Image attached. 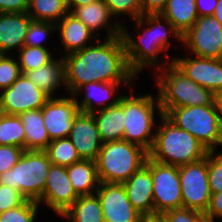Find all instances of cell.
Here are the masks:
<instances>
[{"mask_svg":"<svg viewBox=\"0 0 222 222\" xmlns=\"http://www.w3.org/2000/svg\"><path fill=\"white\" fill-rule=\"evenodd\" d=\"M100 40L83 50L63 56L66 86L73 94L89 82L134 81L122 36Z\"/></svg>","mask_w":222,"mask_h":222,"instance_id":"6da1fadb","label":"cell"},{"mask_svg":"<svg viewBox=\"0 0 222 222\" xmlns=\"http://www.w3.org/2000/svg\"><path fill=\"white\" fill-rule=\"evenodd\" d=\"M133 21H135L137 32L138 29L143 28L140 33H137L138 42L127 31L125 25H122L121 32L130 70L137 76L146 67L152 66L157 70L164 68L166 65L159 61V57L166 54V50L171 47L170 36L182 44L181 34L161 14L141 15Z\"/></svg>","mask_w":222,"mask_h":222,"instance_id":"7a4b0ae2","label":"cell"},{"mask_svg":"<svg viewBox=\"0 0 222 222\" xmlns=\"http://www.w3.org/2000/svg\"><path fill=\"white\" fill-rule=\"evenodd\" d=\"M155 131L149 157L159 163L182 166L206 157L208 150L189 132L182 130L165 114Z\"/></svg>","mask_w":222,"mask_h":222,"instance_id":"3957f363","label":"cell"},{"mask_svg":"<svg viewBox=\"0 0 222 222\" xmlns=\"http://www.w3.org/2000/svg\"><path fill=\"white\" fill-rule=\"evenodd\" d=\"M165 56L167 65L158 69V72H154L159 89L157 97L162 113L166 115L172 108L213 104L214 93L182 73L172 63L173 60H168L170 56L168 53Z\"/></svg>","mask_w":222,"mask_h":222,"instance_id":"277c9868","label":"cell"},{"mask_svg":"<svg viewBox=\"0 0 222 222\" xmlns=\"http://www.w3.org/2000/svg\"><path fill=\"white\" fill-rule=\"evenodd\" d=\"M148 156L145 149L126 140L103 143L95 160L100 183L123 184L145 165Z\"/></svg>","mask_w":222,"mask_h":222,"instance_id":"5b68a950","label":"cell"},{"mask_svg":"<svg viewBox=\"0 0 222 222\" xmlns=\"http://www.w3.org/2000/svg\"><path fill=\"white\" fill-rule=\"evenodd\" d=\"M155 110L161 116L162 110L158 97L150 93L145 95L123 94L124 133L123 140L136 144L148 153L155 140ZM154 129V131H153Z\"/></svg>","mask_w":222,"mask_h":222,"instance_id":"8992f818","label":"cell"},{"mask_svg":"<svg viewBox=\"0 0 222 222\" xmlns=\"http://www.w3.org/2000/svg\"><path fill=\"white\" fill-rule=\"evenodd\" d=\"M51 164L45 151L24 150L16 165L0 174V185L18 190L27 200L38 202Z\"/></svg>","mask_w":222,"mask_h":222,"instance_id":"52a82bcc","label":"cell"},{"mask_svg":"<svg viewBox=\"0 0 222 222\" xmlns=\"http://www.w3.org/2000/svg\"><path fill=\"white\" fill-rule=\"evenodd\" d=\"M166 116L192 134L208 151L222 146V123L214 104L172 108Z\"/></svg>","mask_w":222,"mask_h":222,"instance_id":"ba28073f","label":"cell"},{"mask_svg":"<svg viewBox=\"0 0 222 222\" xmlns=\"http://www.w3.org/2000/svg\"><path fill=\"white\" fill-rule=\"evenodd\" d=\"M145 165L150 169L153 179L154 213L183 208L179 166L159 163L149 156Z\"/></svg>","mask_w":222,"mask_h":222,"instance_id":"9c48e42d","label":"cell"},{"mask_svg":"<svg viewBox=\"0 0 222 222\" xmlns=\"http://www.w3.org/2000/svg\"><path fill=\"white\" fill-rule=\"evenodd\" d=\"M183 208L205 213L211 191L208 179L207 155L203 159L179 166Z\"/></svg>","mask_w":222,"mask_h":222,"instance_id":"30bf717a","label":"cell"},{"mask_svg":"<svg viewBox=\"0 0 222 222\" xmlns=\"http://www.w3.org/2000/svg\"><path fill=\"white\" fill-rule=\"evenodd\" d=\"M182 45L197 57L222 59V24L213 15L198 17L182 36Z\"/></svg>","mask_w":222,"mask_h":222,"instance_id":"8fae6325","label":"cell"},{"mask_svg":"<svg viewBox=\"0 0 222 222\" xmlns=\"http://www.w3.org/2000/svg\"><path fill=\"white\" fill-rule=\"evenodd\" d=\"M50 97L24 74L0 93V112L19 115L29 110L41 109Z\"/></svg>","mask_w":222,"mask_h":222,"instance_id":"7c38bea8","label":"cell"},{"mask_svg":"<svg viewBox=\"0 0 222 222\" xmlns=\"http://www.w3.org/2000/svg\"><path fill=\"white\" fill-rule=\"evenodd\" d=\"M41 110L51 141L69 137L74 118L80 111L72 94L68 97H50Z\"/></svg>","mask_w":222,"mask_h":222,"instance_id":"4fadbf2b","label":"cell"},{"mask_svg":"<svg viewBox=\"0 0 222 222\" xmlns=\"http://www.w3.org/2000/svg\"><path fill=\"white\" fill-rule=\"evenodd\" d=\"M78 198L66 167L51 164L43 195L37 203H45L60 217Z\"/></svg>","mask_w":222,"mask_h":222,"instance_id":"5bb4252c","label":"cell"},{"mask_svg":"<svg viewBox=\"0 0 222 222\" xmlns=\"http://www.w3.org/2000/svg\"><path fill=\"white\" fill-rule=\"evenodd\" d=\"M96 194L105 222H139L141 214L128 200L123 184L100 183Z\"/></svg>","mask_w":222,"mask_h":222,"instance_id":"9a60e30c","label":"cell"},{"mask_svg":"<svg viewBox=\"0 0 222 222\" xmlns=\"http://www.w3.org/2000/svg\"><path fill=\"white\" fill-rule=\"evenodd\" d=\"M173 64L189 79L213 93L222 90V59L172 57Z\"/></svg>","mask_w":222,"mask_h":222,"instance_id":"2e32d148","label":"cell"},{"mask_svg":"<svg viewBox=\"0 0 222 222\" xmlns=\"http://www.w3.org/2000/svg\"><path fill=\"white\" fill-rule=\"evenodd\" d=\"M81 159L95 161L103 145L93 113L79 111L69 134Z\"/></svg>","mask_w":222,"mask_h":222,"instance_id":"e0dca14e","label":"cell"},{"mask_svg":"<svg viewBox=\"0 0 222 222\" xmlns=\"http://www.w3.org/2000/svg\"><path fill=\"white\" fill-rule=\"evenodd\" d=\"M132 81H113V82H89L78 88L72 95L76 98V104L82 112L93 113L95 111L105 109L116 105L119 102L120 96H115L119 86H128ZM84 96L79 102L77 97L82 94ZM114 97V98H113ZM95 101V102H94ZM110 101V102H108ZM99 106H97L96 104Z\"/></svg>","mask_w":222,"mask_h":222,"instance_id":"ac0fdd59","label":"cell"},{"mask_svg":"<svg viewBox=\"0 0 222 222\" xmlns=\"http://www.w3.org/2000/svg\"><path fill=\"white\" fill-rule=\"evenodd\" d=\"M70 13L79 19L96 36L99 34L96 31L102 28H106L108 35L106 39L121 36L123 24L119 20L109 23L110 19L114 16L104 0H97L87 5L76 7Z\"/></svg>","mask_w":222,"mask_h":222,"instance_id":"d6986e66","label":"cell"},{"mask_svg":"<svg viewBox=\"0 0 222 222\" xmlns=\"http://www.w3.org/2000/svg\"><path fill=\"white\" fill-rule=\"evenodd\" d=\"M128 200L141 214H154L153 179L150 169L143 165L123 183Z\"/></svg>","mask_w":222,"mask_h":222,"instance_id":"ffe728a7","label":"cell"},{"mask_svg":"<svg viewBox=\"0 0 222 222\" xmlns=\"http://www.w3.org/2000/svg\"><path fill=\"white\" fill-rule=\"evenodd\" d=\"M33 19L25 13H0V52L10 51L24 46L29 25Z\"/></svg>","mask_w":222,"mask_h":222,"instance_id":"44dd1931","label":"cell"},{"mask_svg":"<svg viewBox=\"0 0 222 222\" xmlns=\"http://www.w3.org/2000/svg\"><path fill=\"white\" fill-rule=\"evenodd\" d=\"M56 31L60 33L61 45H64L66 55L83 50L93 45L99 39L98 36L70 12L56 24Z\"/></svg>","mask_w":222,"mask_h":222,"instance_id":"7402d4cb","label":"cell"},{"mask_svg":"<svg viewBox=\"0 0 222 222\" xmlns=\"http://www.w3.org/2000/svg\"><path fill=\"white\" fill-rule=\"evenodd\" d=\"M24 75L49 97H56L57 95L53 94L56 93L61 85L67 90L65 61L62 56L58 59L54 58L51 62L40 68L27 71Z\"/></svg>","mask_w":222,"mask_h":222,"instance_id":"603a6c76","label":"cell"},{"mask_svg":"<svg viewBox=\"0 0 222 222\" xmlns=\"http://www.w3.org/2000/svg\"><path fill=\"white\" fill-rule=\"evenodd\" d=\"M93 116L103 143L123 140L125 115L122 94L116 105L95 111Z\"/></svg>","mask_w":222,"mask_h":222,"instance_id":"cb8c5ba5","label":"cell"},{"mask_svg":"<svg viewBox=\"0 0 222 222\" xmlns=\"http://www.w3.org/2000/svg\"><path fill=\"white\" fill-rule=\"evenodd\" d=\"M66 171L78 196L95 194L100 185L96 161L81 159L67 166Z\"/></svg>","mask_w":222,"mask_h":222,"instance_id":"d4e9b609","label":"cell"},{"mask_svg":"<svg viewBox=\"0 0 222 222\" xmlns=\"http://www.w3.org/2000/svg\"><path fill=\"white\" fill-rule=\"evenodd\" d=\"M18 116L25 130V150L44 151L51 140L43 122L42 110H29Z\"/></svg>","mask_w":222,"mask_h":222,"instance_id":"484cf974","label":"cell"},{"mask_svg":"<svg viewBox=\"0 0 222 222\" xmlns=\"http://www.w3.org/2000/svg\"><path fill=\"white\" fill-rule=\"evenodd\" d=\"M161 15L183 36L199 17L196 0H167Z\"/></svg>","mask_w":222,"mask_h":222,"instance_id":"4316f807","label":"cell"},{"mask_svg":"<svg viewBox=\"0 0 222 222\" xmlns=\"http://www.w3.org/2000/svg\"><path fill=\"white\" fill-rule=\"evenodd\" d=\"M72 222H105L97 194L79 198L60 216Z\"/></svg>","mask_w":222,"mask_h":222,"instance_id":"83f0119b","label":"cell"},{"mask_svg":"<svg viewBox=\"0 0 222 222\" xmlns=\"http://www.w3.org/2000/svg\"><path fill=\"white\" fill-rule=\"evenodd\" d=\"M66 0H29L28 15L36 21L57 24L68 13Z\"/></svg>","mask_w":222,"mask_h":222,"instance_id":"f1b7e54d","label":"cell"},{"mask_svg":"<svg viewBox=\"0 0 222 222\" xmlns=\"http://www.w3.org/2000/svg\"><path fill=\"white\" fill-rule=\"evenodd\" d=\"M0 145L16 146L25 150V130L18 115L0 112Z\"/></svg>","mask_w":222,"mask_h":222,"instance_id":"f546056e","label":"cell"},{"mask_svg":"<svg viewBox=\"0 0 222 222\" xmlns=\"http://www.w3.org/2000/svg\"><path fill=\"white\" fill-rule=\"evenodd\" d=\"M44 151L54 165L67 167L81 160L69 137L52 140Z\"/></svg>","mask_w":222,"mask_h":222,"instance_id":"4dcf8cb0","label":"cell"},{"mask_svg":"<svg viewBox=\"0 0 222 222\" xmlns=\"http://www.w3.org/2000/svg\"><path fill=\"white\" fill-rule=\"evenodd\" d=\"M18 62L21 73L40 68L51 62L55 57L48 48L23 46L18 50Z\"/></svg>","mask_w":222,"mask_h":222,"instance_id":"1f68e13d","label":"cell"},{"mask_svg":"<svg viewBox=\"0 0 222 222\" xmlns=\"http://www.w3.org/2000/svg\"><path fill=\"white\" fill-rule=\"evenodd\" d=\"M39 205L36 201L26 200L18 207L0 213V222H34Z\"/></svg>","mask_w":222,"mask_h":222,"instance_id":"d6a6232c","label":"cell"},{"mask_svg":"<svg viewBox=\"0 0 222 222\" xmlns=\"http://www.w3.org/2000/svg\"><path fill=\"white\" fill-rule=\"evenodd\" d=\"M54 31H56V24L32 20L26 34L24 45L47 48L43 46L42 43L46 40L47 36Z\"/></svg>","mask_w":222,"mask_h":222,"instance_id":"836d02e7","label":"cell"},{"mask_svg":"<svg viewBox=\"0 0 222 222\" xmlns=\"http://www.w3.org/2000/svg\"><path fill=\"white\" fill-rule=\"evenodd\" d=\"M208 151L207 167L211 194L222 192V151Z\"/></svg>","mask_w":222,"mask_h":222,"instance_id":"e575fe53","label":"cell"},{"mask_svg":"<svg viewBox=\"0 0 222 222\" xmlns=\"http://www.w3.org/2000/svg\"><path fill=\"white\" fill-rule=\"evenodd\" d=\"M8 55L0 57V92L10 87L22 74L18 60Z\"/></svg>","mask_w":222,"mask_h":222,"instance_id":"d590c367","label":"cell"},{"mask_svg":"<svg viewBox=\"0 0 222 222\" xmlns=\"http://www.w3.org/2000/svg\"><path fill=\"white\" fill-rule=\"evenodd\" d=\"M114 17L128 15L133 20L142 15L141 0H104Z\"/></svg>","mask_w":222,"mask_h":222,"instance_id":"8d00e7d4","label":"cell"},{"mask_svg":"<svg viewBox=\"0 0 222 222\" xmlns=\"http://www.w3.org/2000/svg\"><path fill=\"white\" fill-rule=\"evenodd\" d=\"M162 215L166 222H211L204 213L187 208L170 210Z\"/></svg>","mask_w":222,"mask_h":222,"instance_id":"74e56055","label":"cell"},{"mask_svg":"<svg viewBox=\"0 0 222 222\" xmlns=\"http://www.w3.org/2000/svg\"><path fill=\"white\" fill-rule=\"evenodd\" d=\"M26 200L20 191L6 185H0V213L16 208Z\"/></svg>","mask_w":222,"mask_h":222,"instance_id":"f35d334b","label":"cell"},{"mask_svg":"<svg viewBox=\"0 0 222 222\" xmlns=\"http://www.w3.org/2000/svg\"><path fill=\"white\" fill-rule=\"evenodd\" d=\"M23 152L21 147L0 145V174L12 169Z\"/></svg>","mask_w":222,"mask_h":222,"instance_id":"ab89813d","label":"cell"},{"mask_svg":"<svg viewBox=\"0 0 222 222\" xmlns=\"http://www.w3.org/2000/svg\"><path fill=\"white\" fill-rule=\"evenodd\" d=\"M204 214L211 222H215V218H222V192L211 195L209 205Z\"/></svg>","mask_w":222,"mask_h":222,"instance_id":"60d3db41","label":"cell"},{"mask_svg":"<svg viewBox=\"0 0 222 222\" xmlns=\"http://www.w3.org/2000/svg\"><path fill=\"white\" fill-rule=\"evenodd\" d=\"M29 0H0V13H25Z\"/></svg>","mask_w":222,"mask_h":222,"instance_id":"b9f144b4","label":"cell"},{"mask_svg":"<svg viewBox=\"0 0 222 222\" xmlns=\"http://www.w3.org/2000/svg\"><path fill=\"white\" fill-rule=\"evenodd\" d=\"M167 0H141L142 15L161 14Z\"/></svg>","mask_w":222,"mask_h":222,"instance_id":"7bdbcfd3","label":"cell"},{"mask_svg":"<svg viewBox=\"0 0 222 222\" xmlns=\"http://www.w3.org/2000/svg\"><path fill=\"white\" fill-rule=\"evenodd\" d=\"M218 0H196V9L199 17L212 16Z\"/></svg>","mask_w":222,"mask_h":222,"instance_id":"ee69618b","label":"cell"},{"mask_svg":"<svg viewBox=\"0 0 222 222\" xmlns=\"http://www.w3.org/2000/svg\"><path fill=\"white\" fill-rule=\"evenodd\" d=\"M213 104L222 123V90L214 92Z\"/></svg>","mask_w":222,"mask_h":222,"instance_id":"f6af8a7d","label":"cell"},{"mask_svg":"<svg viewBox=\"0 0 222 222\" xmlns=\"http://www.w3.org/2000/svg\"><path fill=\"white\" fill-rule=\"evenodd\" d=\"M139 222H166L162 214H147L141 215Z\"/></svg>","mask_w":222,"mask_h":222,"instance_id":"bcb514c9","label":"cell"},{"mask_svg":"<svg viewBox=\"0 0 222 222\" xmlns=\"http://www.w3.org/2000/svg\"><path fill=\"white\" fill-rule=\"evenodd\" d=\"M97 0H66L68 11L71 12L74 8L84 6Z\"/></svg>","mask_w":222,"mask_h":222,"instance_id":"7dc6e473","label":"cell"},{"mask_svg":"<svg viewBox=\"0 0 222 222\" xmlns=\"http://www.w3.org/2000/svg\"><path fill=\"white\" fill-rule=\"evenodd\" d=\"M213 16L222 24V0H218Z\"/></svg>","mask_w":222,"mask_h":222,"instance_id":"c3c4849f","label":"cell"}]
</instances>
